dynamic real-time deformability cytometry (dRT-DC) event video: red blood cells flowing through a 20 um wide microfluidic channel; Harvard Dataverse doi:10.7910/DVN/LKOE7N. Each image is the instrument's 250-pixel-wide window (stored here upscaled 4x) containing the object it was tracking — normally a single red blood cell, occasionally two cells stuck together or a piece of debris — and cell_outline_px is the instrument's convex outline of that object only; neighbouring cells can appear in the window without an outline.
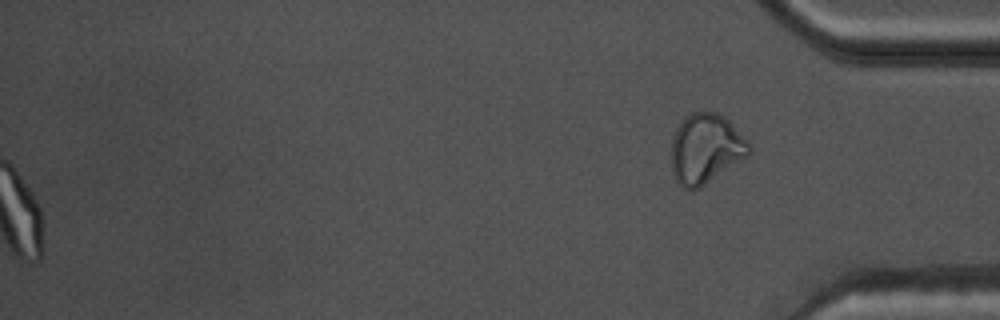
{"species": "common noctule bat (a hibernating species)", "species_latin": "Nyctalus noctula", "temperature_condition": "warm", "stored_images_in_passage": 47, "segment_of_instrument_passage": [2, 2], "camera_frame_rate_fps": 3000, "um_per_image_px": 0.085, "animal": {"sex": "male", "body_mass_g": 17.5, "forearm_length_mm": 52.3}, "frame": {"image": 1, "passage_image": 47, "time_ms": 15.333, "image_size_px": [1000, 320], "cell_outline_px": [[752, 152], [748, 156], [700, 188], [684, 188], [676, 180], [672, 172], [672, 140], [676, 128], [684, 116], [692, 112], [716, 112], [724, 116], [752, 144]], "centroid_in_image_um": [60.01, 12.62], "position_along_channel_um": 375.2, "area_um2": 31.73}}